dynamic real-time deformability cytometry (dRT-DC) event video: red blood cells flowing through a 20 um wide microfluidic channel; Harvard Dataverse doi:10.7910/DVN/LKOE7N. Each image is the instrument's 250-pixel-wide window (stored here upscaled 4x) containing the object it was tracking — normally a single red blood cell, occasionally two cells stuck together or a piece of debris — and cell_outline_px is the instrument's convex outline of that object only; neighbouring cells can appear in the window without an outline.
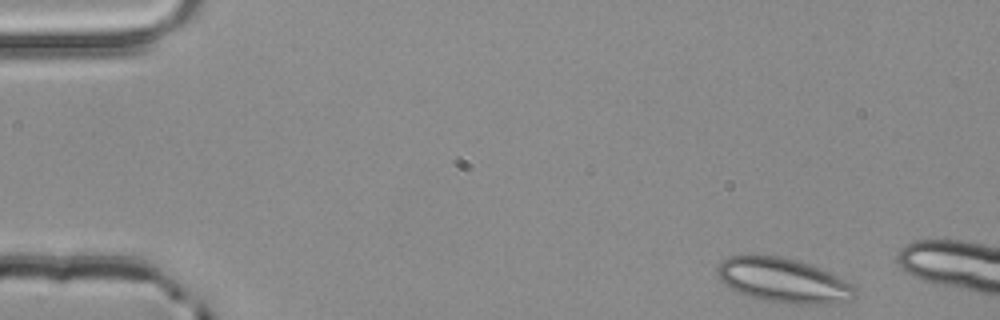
{"species": "common noctule bat (a hibernating species)", "species_latin": "Nyctalus noctula", "temperature_condition": "room temperature", "stored_images_in_passage": 3, "camera_frame_rate_fps": 3000, "um_per_image_px": 0.085, "animal": {"sex": "male", "body_mass_g": 20.4}, "frame": {"image": 1, "passage_image": 1, "time_ms": 0.0, "image_size_px": [1000, 320], "cell_outline_px": [[856, 296], [852, 300], [832, 304], [788, 304], [764, 300], [740, 292], [724, 284], [720, 280], [716, 268], [724, 260], [732, 256], [748, 252], [780, 256], [796, 260], [820, 268], [852, 284], [856, 288]], "centroid_in_image_um": [66.59, 23.81], "position_along_channel_um": 18.4, "area_um2": 36.01}}